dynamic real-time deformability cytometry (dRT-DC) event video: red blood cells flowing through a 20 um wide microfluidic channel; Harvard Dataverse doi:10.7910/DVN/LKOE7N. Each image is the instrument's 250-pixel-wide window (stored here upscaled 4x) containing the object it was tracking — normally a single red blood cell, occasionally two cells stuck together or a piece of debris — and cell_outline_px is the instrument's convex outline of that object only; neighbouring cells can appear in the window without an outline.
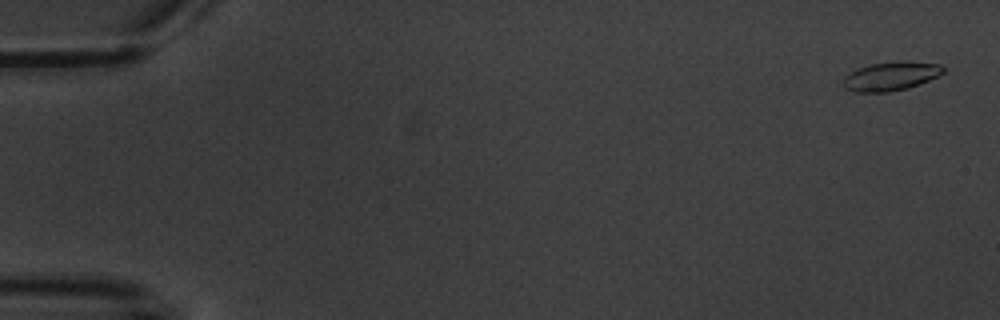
{"species": "common noctule bat (a hibernating species)", "species_latin": "Nyctalus noctula", "temperature_condition": "warm", "stored_images_in_passage": 5, "camera_frame_rate_fps": 3000, "um_per_image_px": 0.085, "animal": {"sex": "male", "body_mass_g": 20.1, "forearm_length_mm": 53.5}, "frame": {"image": 1, "passage_image": 1, "time_ms": 0.0, "image_size_px": [1000, 320], "cell_outline_px": [[944, 72], [928, 80], [908, 88], [888, 92], [856, 92], [844, 88], [840, 84], [844, 76], [868, 64], [908, 60], [940, 64], [944, 68]], "centroid_in_image_um": [75.69, 6.47], "position_along_channel_um": 9.3, "area_um2": 16.88}}